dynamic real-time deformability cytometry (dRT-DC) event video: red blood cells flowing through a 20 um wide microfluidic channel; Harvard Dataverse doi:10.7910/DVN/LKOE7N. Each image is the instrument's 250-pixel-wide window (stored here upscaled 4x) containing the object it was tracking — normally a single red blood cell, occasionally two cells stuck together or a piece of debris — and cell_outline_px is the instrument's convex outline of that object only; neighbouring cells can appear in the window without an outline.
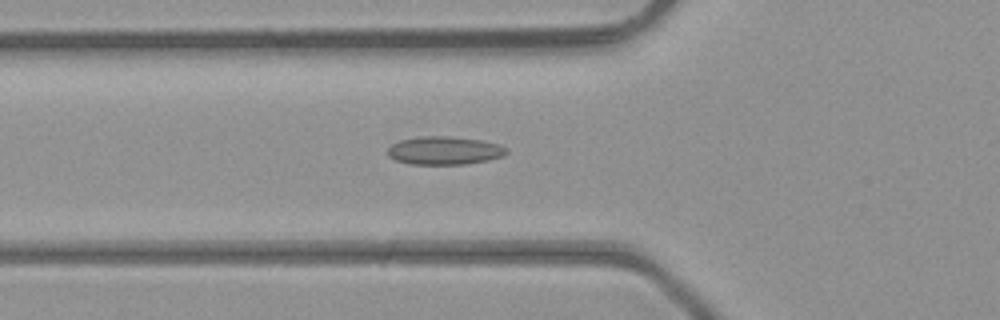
{"species": "common noctule bat (a hibernating species)", "species_latin": "Nyctalus noctula", "temperature_condition": "room temperature", "stored_images_in_passage": 40, "camera_frame_rate_fps": 3000, "um_per_image_px": 0.085, "animal": {"sex": "male", "body_mass_g": 23.1, "forearm_length_mm": 52.7}, "frame": {"image": 1, "passage_image": 15, "time_ms": 4.667, "image_size_px": [1000, 320], "cell_outline_px": [[508, 152], [504, 156], [488, 160], [464, 164], [408, 164], [396, 160], [388, 156], [388, 148], [392, 144], [400, 140], [420, 136], [452, 136], [480, 140], [500, 144], [508, 148]], "centroid_in_image_um": [37.79, 12.79], "position_along_channel_um": 88.0, "area_um2": 19.65}}
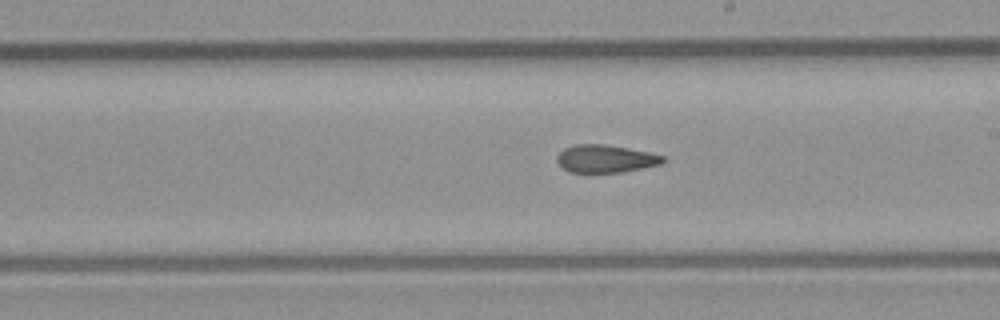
{"frame": {"image": 2, "passage_image": 25, "time_ms": 8.0, "image_size_px": [1000, 320], "cell_outline_px": [[664, 160], [660, 164], [620, 172], [568, 172], [556, 160], [556, 156], [564, 148], [576, 144], [604, 144], [628, 148], [648, 152], [664, 156]], "centroid_in_image_um": [51.43, 13.48], "position_along_channel_um": 237.6, "area_um2": 16.88}}
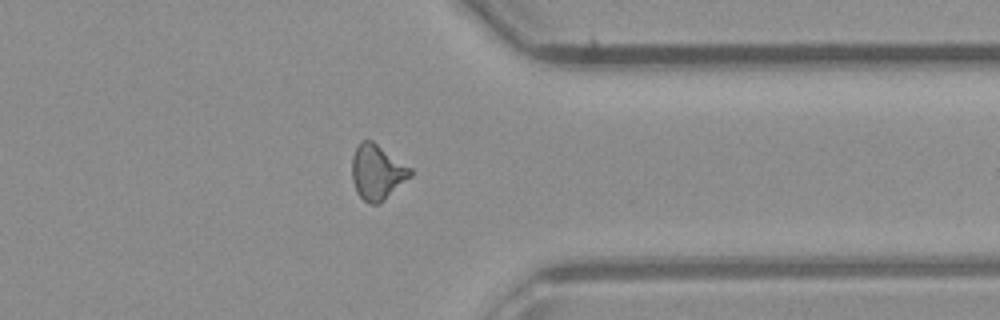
{"frame": {"image": 3, "passage_image": 35, "time_ms": 11.333, "image_size_px": [1000, 320], "cell_outline_px": [[412, 176], [380, 204], [368, 204], [356, 192], [352, 180], [352, 156], [360, 140], [372, 140], [412, 168]], "centroid_in_image_um": [32.06, 14.64], "position_along_channel_um": 379.3, "area_um2": 18.96}}